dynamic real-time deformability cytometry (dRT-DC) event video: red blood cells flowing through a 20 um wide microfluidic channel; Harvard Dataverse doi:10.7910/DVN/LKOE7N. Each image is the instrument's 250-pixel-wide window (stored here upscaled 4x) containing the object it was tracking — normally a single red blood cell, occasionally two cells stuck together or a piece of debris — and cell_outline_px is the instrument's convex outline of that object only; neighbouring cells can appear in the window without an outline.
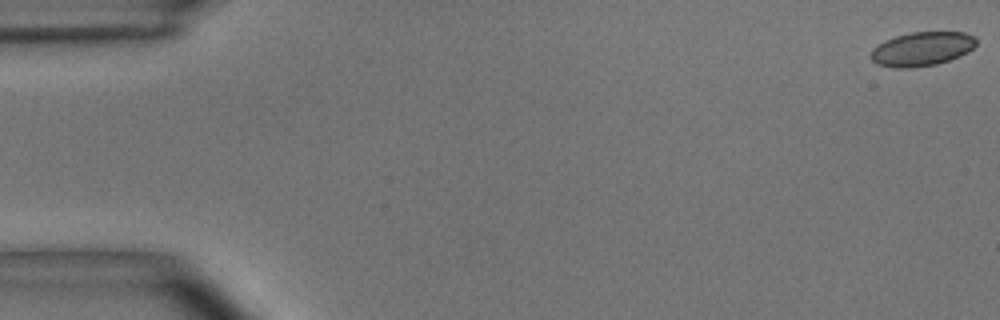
{"species": "common noctule bat (a hibernating species)", "species_latin": "Nyctalus noctula", "temperature_condition": "room temperature", "stored_images_in_passage": 55, "camera_frame_rate_fps": 3000, "um_per_image_px": 0.085, "animal": {"sex": "male", "body_mass_g": 15.6}, "frame": {"image": 1, "passage_image": 1, "time_ms": 0.0, "image_size_px": [1000, 320], "cell_outline_px": [[976, 44], [968, 52], [960, 56], [936, 64], [912, 68], [892, 68], [876, 64], [868, 56], [872, 48], [884, 40], [896, 36], [912, 32], [964, 32], [972, 36], [976, 40]], "centroid_in_image_um": [78.3, 4.17], "position_along_channel_um": 6.7, "area_um2": 21.04}}
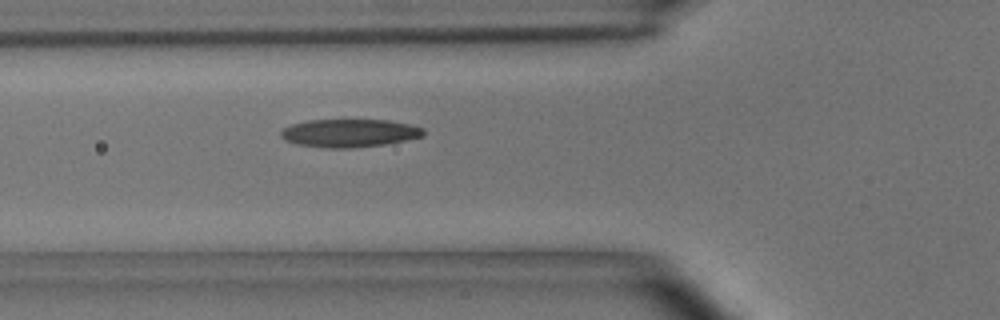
{"frame": {"image": 2, "passage_image": 20, "time_ms": 6.333, "image_size_px": [1000, 320], "cell_outline_px": [[424, 136], [384, 144], [352, 148], [324, 148], [296, 144], [284, 140], [280, 136], [280, 132], [284, 128], [292, 124], [308, 120], [388, 120], [412, 124], [424, 128]], "centroid_in_image_um": [29.69, 11.31], "position_along_channel_um": 96.1, "area_um2": 23.41}}
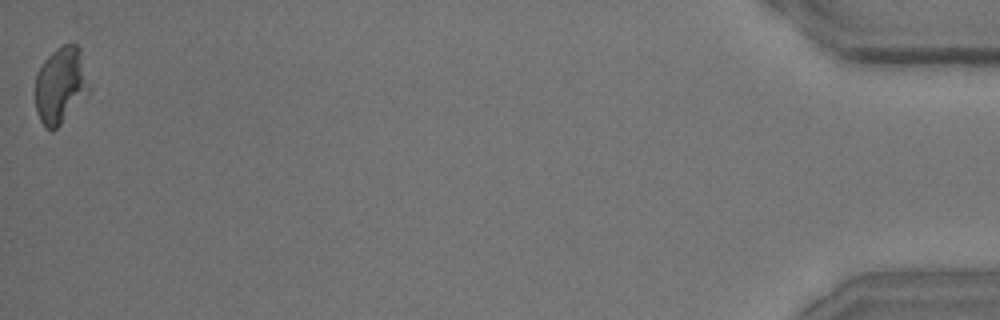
{"frame": {"image": 3, "passage_image": 55, "time_ms": 18.0, "image_size_px": [1000, 320], "cell_outline_px": [[88, 92], [60, 124], [52, 132], [44, 128], [36, 112], [36, 72], [44, 60], [56, 48], [64, 44], [76, 44], [88, 88]], "centroid_in_image_um": [5.06, 7.29], "position_along_channel_um": 430.1, "area_um2": 23.0}, "authors_computed_cell_mechanics": {"area_um2": 23.2356, "velocity_mm_per_s": 3.6579, "shape_relaxation_time_tau1_ms": null, "shape_relaxation_time_tau2_ms": 1.9955, "deformation_change_tau1": null, "deformation_change_tau2": 0.1082}}